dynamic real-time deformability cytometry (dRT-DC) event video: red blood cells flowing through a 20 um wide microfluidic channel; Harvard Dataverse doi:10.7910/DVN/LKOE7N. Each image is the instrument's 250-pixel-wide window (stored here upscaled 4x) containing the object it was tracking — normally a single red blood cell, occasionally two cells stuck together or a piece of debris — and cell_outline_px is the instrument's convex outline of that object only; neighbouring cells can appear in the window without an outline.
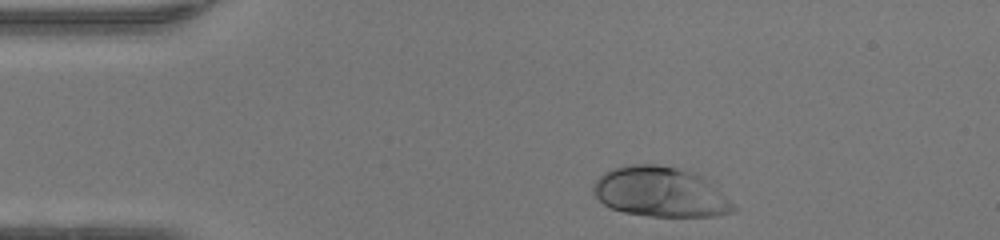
{"species": "human", "species_latin": "Homo sapiens", "temperature_condition": "warm", "stored_images_in_passage": 42, "camera_frame_rate_fps": 3000, "um_per_image_px": 0.085, "donor": {"sex": "female"}, "frame": {"image": 1, "passage_image": 2, "time_ms": 0.333, "image_size_px": [1000, 240], "cell_outline_px": [[736, 212], [716, 216], [648, 216], [624, 212], [612, 208], [604, 204], [592, 192], [592, 188], [596, 180], [604, 172], [612, 168], [628, 164], [656, 164], [696, 172], [724, 196], [736, 208]], "centroid_in_image_um": [56.09, 16.32], "position_along_channel_um": 28.9, "area_um2": 40.46}}
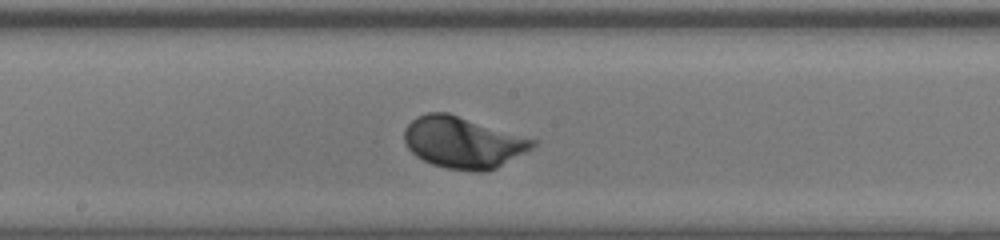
{"frame": {"image": 2, "passage_image": 19, "time_ms": 6.0, "image_size_px": [1000, 240], "cell_outline_px": [[540, 140], [532, 148], [496, 168], [484, 172], [472, 172], [444, 168], [432, 164], [416, 156], [408, 148], [404, 140], [404, 128], [416, 116], [428, 112], [448, 112]], "centroid_in_image_um": [39.37, 12.1], "position_along_channel_um": 208.8, "area_um2": 38.9}}
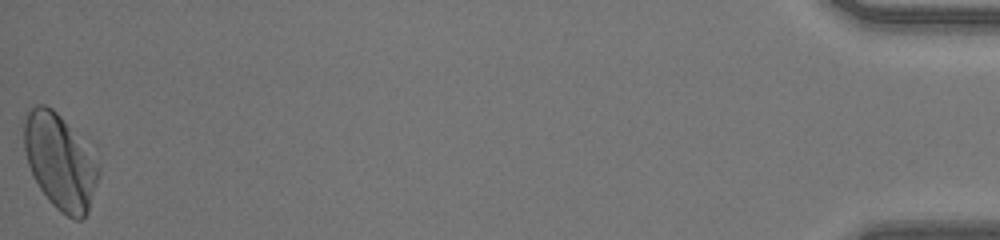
{"frame": {"image": 3, "passage_image": 42, "time_ms": 13.667, "image_size_px": [1000, 240], "cell_outline_px": [[100, 176], [88, 212], [80, 220], [76, 220], [60, 212], [48, 200], [32, 176], [24, 152], [20, 124], [28, 112], [36, 104], [44, 104], [52, 108], [60, 116], [100, 164]], "centroid_in_image_um": [5.05, 13.75], "position_along_channel_um": 430.1, "area_um2": 41.56}, "authors_computed_cell_mechanics": {"area_um2": 37.2232, "velocity_mm_per_s": 4.2269, "shape_relaxation_time_tau1_ms": 1.5972, "shape_relaxation_time_tau2_ms": null, "deformation_change_tau1": 0.1374, "deformation_change_tau2": null}}